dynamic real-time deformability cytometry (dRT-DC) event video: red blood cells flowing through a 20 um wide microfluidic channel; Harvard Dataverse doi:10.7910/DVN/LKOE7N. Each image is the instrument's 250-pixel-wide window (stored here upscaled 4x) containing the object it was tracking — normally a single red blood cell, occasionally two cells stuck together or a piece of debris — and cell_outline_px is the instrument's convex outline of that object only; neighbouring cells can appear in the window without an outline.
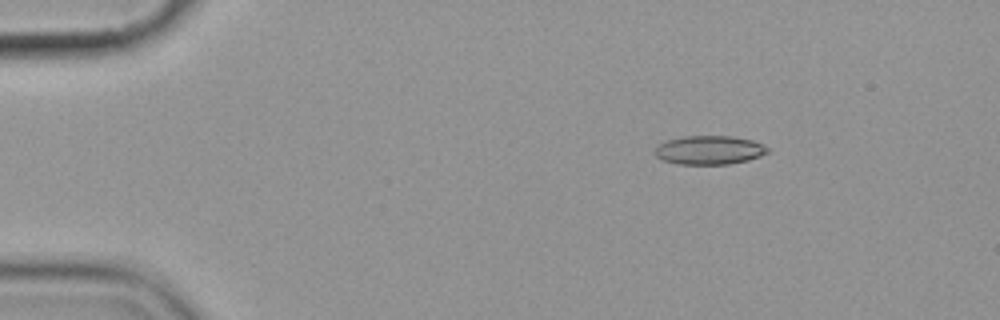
{"species": "common noctule bat (a hibernating species)", "species_latin": "Nyctalus noctula", "temperature_condition": "cold", "stored_images_in_passage": 6, "camera_frame_rate_fps": 3000, "um_per_image_px": 0.085, "animal": {"sex": "female", "body_mass_g": 19.9}, "frame": {"image": 1, "passage_image": 2, "time_ms": 1.667, "image_size_px": [1000, 320], "cell_outline_px": [[768, 152], [760, 156], [748, 160], [728, 164], [676, 164], [660, 160], [652, 152], [660, 144], [668, 140], [684, 136], [732, 136], [752, 140], [764, 144], [768, 148]], "centroid_in_image_um": [60.27, 12.76], "position_along_channel_um": 24.7, "area_um2": 19.02}}
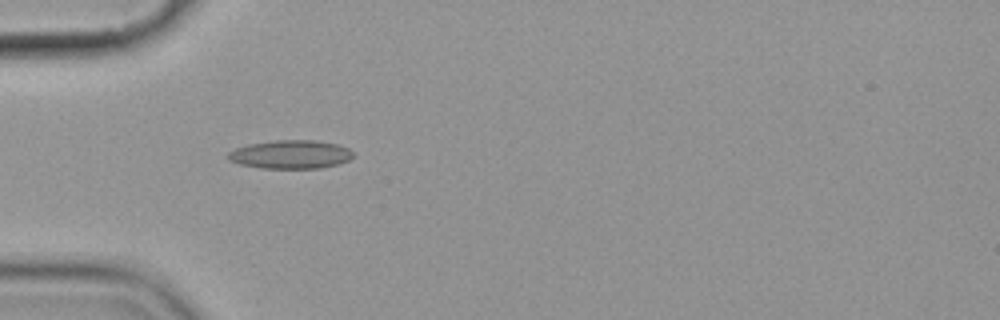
{"frame": {"image": 2, "passage_image": 5, "time_ms": 4.667, "image_size_px": [1000, 320], "cell_outline_px": [[352, 156], [348, 160], [340, 164], [320, 168], [260, 168], [240, 164], [228, 160], [224, 156], [228, 152], [236, 148], [248, 144], [276, 140], [312, 140], [336, 144], [348, 148], [352, 152]], "centroid_in_image_um": [24.65, 13.13], "position_along_channel_um": 60.3, "area_um2": 20.81}}
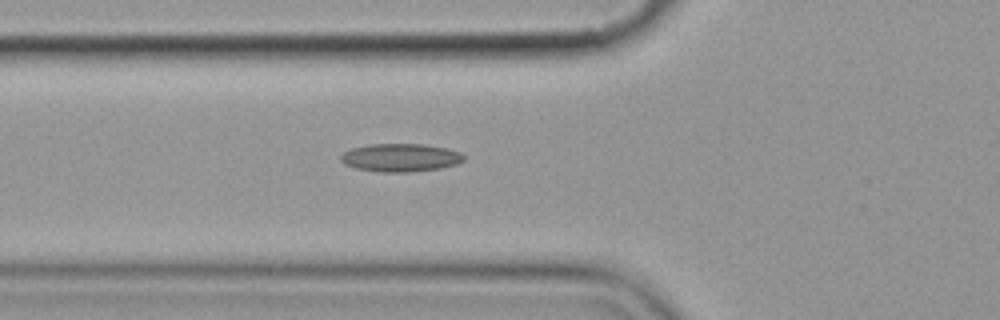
{"frame": {"image": 3, "passage_image": 6, "time_ms": 5.667, "image_size_px": [1000, 320], "cell_outline_px": [[464, 160], [456, 164], [440, 168], [408, 172], [380, 172], [356, 168], [344, 164], [340, 160], [340, 156], [344, 152], [352, 148], [368, 144], [424, 144], [444, 148], [460, 152], [464, 156]], "centroid_in_image_um": [34.01, 13.4], "position_along_channel_um": 91.8, "area_um2": 20.06}}